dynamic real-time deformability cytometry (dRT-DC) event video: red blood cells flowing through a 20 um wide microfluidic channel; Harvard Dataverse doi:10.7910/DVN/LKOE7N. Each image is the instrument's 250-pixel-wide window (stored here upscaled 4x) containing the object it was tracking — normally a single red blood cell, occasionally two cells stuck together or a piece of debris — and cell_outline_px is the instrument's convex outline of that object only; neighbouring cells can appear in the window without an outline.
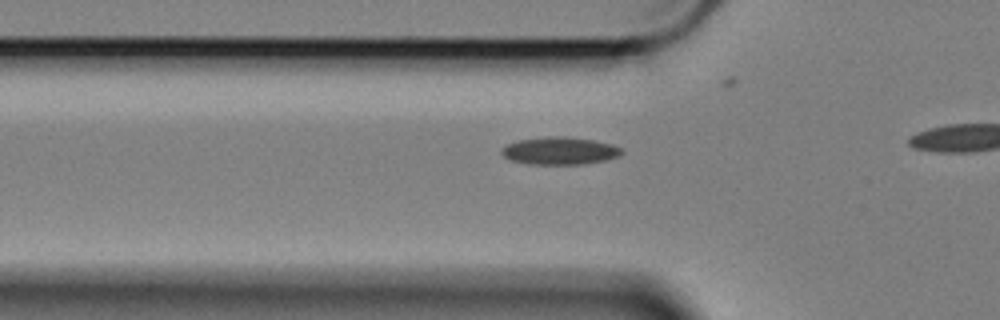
{"species": "Egyptian fruit bat (a non-hibernating species)", "species_latin": "Rousettus aegyptiacus", "temperature_condition": "cold", "stored_images_in_passage": 16, "camera_frame_rate_fps": 3000, "um_per_image_px": 0.085, "animal": {"sex": "female"}, "frame": {"image": 1, "passage_image": 10, "time_ms": 3.0, "image_size_px": [1000, 320], "cell_outline_px": [[624, 152], [620, 156], [604, 160], [584, 164], [528, 164], [508, 160], [500, 152], [500, 148], [516, 140], [548, 136], [564, 136], [592, 140], [612, 144], [624, 148]], "centroid_in_image_um": [47.56, 12.82], "position_along_channel_um": 78.2, "area_um2": 19.54}}
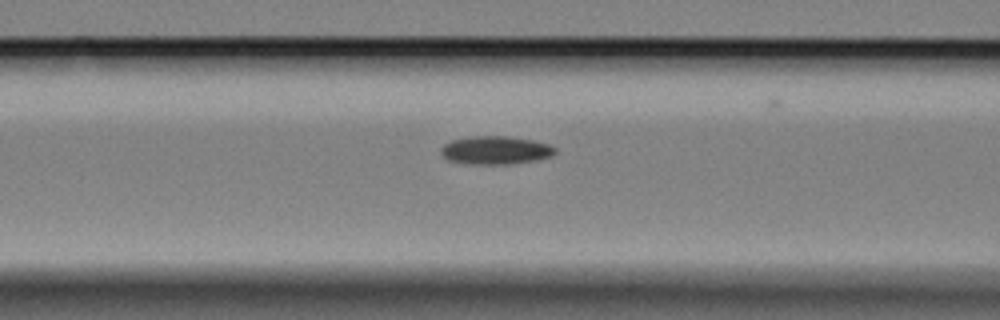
{"frame": {"image": 2, "passage_image": 14, "time_ms": 4.333, "image_size_px": [1000, 320], "cell_outline_px": [[556, 152], [552, 156], [536, 160], [512, 164], [468, 164], [448, 160], [440, 152], [440, 148], [444, 144], [452, 140], [472, 136], [508, 136], [532, 140], [548, 144], [556, 148]], "centroid_in_image_um": [42.12, 12.77], "position_along_channel_um": 124.5, "area_um2": 18.84}}